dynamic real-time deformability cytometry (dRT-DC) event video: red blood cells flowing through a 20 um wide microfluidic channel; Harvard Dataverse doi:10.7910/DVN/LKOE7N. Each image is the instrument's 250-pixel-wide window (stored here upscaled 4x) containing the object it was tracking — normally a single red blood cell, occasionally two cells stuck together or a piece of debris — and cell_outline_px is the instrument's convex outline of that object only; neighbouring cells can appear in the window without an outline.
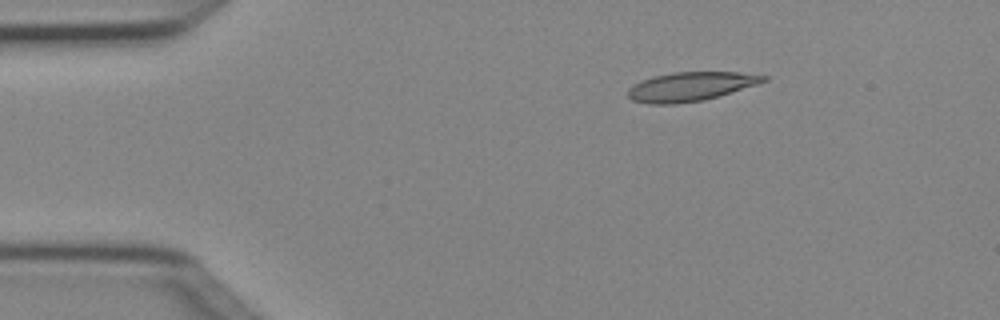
{"species": "Egyptian fruit bat (a non-hibernating species)", "species_latin": "Rousettus aegyptiacus", "temperature_condition": "cold", "stored_images_in_passage": 5, "camera_frame_rate_fps": 3000, "um_per_image_px": 0.085, "animal": {"sex": "female"}, "frame": {"image": 1, "passage_image": 2, "time_ms": 0.333, "image_size_px": [1000, 320], "cell_outline_px": [[768, 80], [756, 84], [704, 100], [676, 104], [648, 104], [632, 100], [628, 96], [628, 88], [640, 80], [652, 76], [672, 72], [740, 72], [768, 76]], "centroid_in_image_um": [58.65, 7.35], "position_along_channel_um": 26.4, "area_um2": 22.89}}
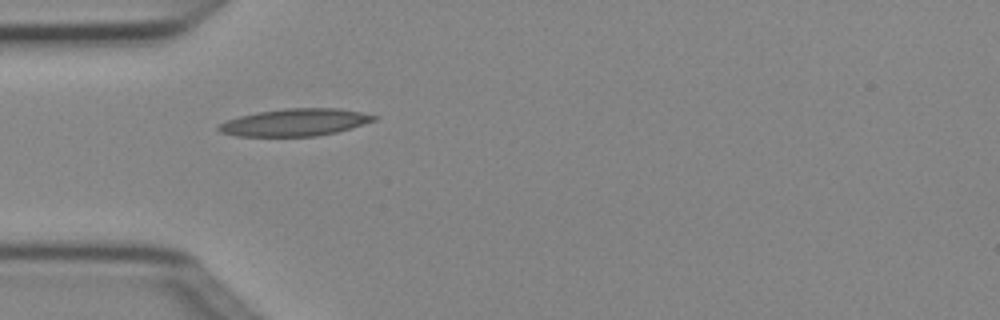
{"frame": {"image": 2, "passage_image": 4, "time_ms": 1.0, "image_size_px": [1000, 320], "cell_outline_px": [[380, 116], [376, 120], [352, 128], [336, 132], [316, 136], [236, 136], [220, 132], [216, 128], [220, 124], [228, 120], [240, 116], [256, 112], [284, 108], [340, 108]], "centroid_in_image_um": [25.1, 10.39], "position_along_channel_um": 59.9, "area_um2": 24.74}}
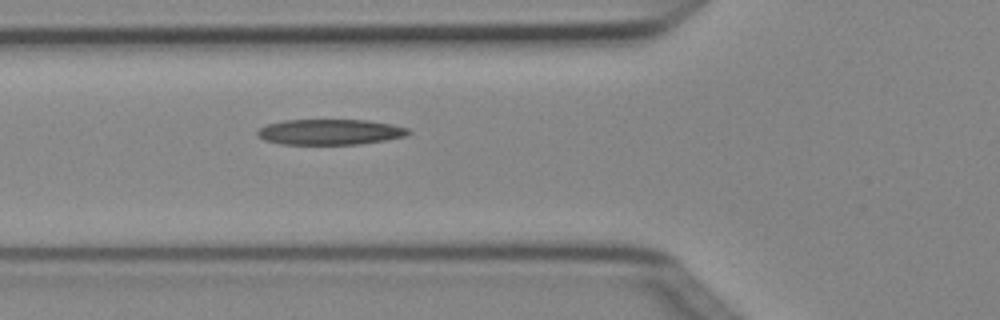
{"frame": {"image": 3, "passage_image": 5, "time_ms": 1.333, "image_size_px": [1000, 320], "cell_outline_px": [[412, 132], [404, 136], [384, 140], [360, 144], [280, 144], [264, 140], [256, 132], [260, 128], [268, 124], [284, 120], [368, 120], [392, 124], [408, 128]], "centroid_in_image_um": [28.06, 11.21], "position_along_channel_um": 97.7, "area_um2": 22.37}}